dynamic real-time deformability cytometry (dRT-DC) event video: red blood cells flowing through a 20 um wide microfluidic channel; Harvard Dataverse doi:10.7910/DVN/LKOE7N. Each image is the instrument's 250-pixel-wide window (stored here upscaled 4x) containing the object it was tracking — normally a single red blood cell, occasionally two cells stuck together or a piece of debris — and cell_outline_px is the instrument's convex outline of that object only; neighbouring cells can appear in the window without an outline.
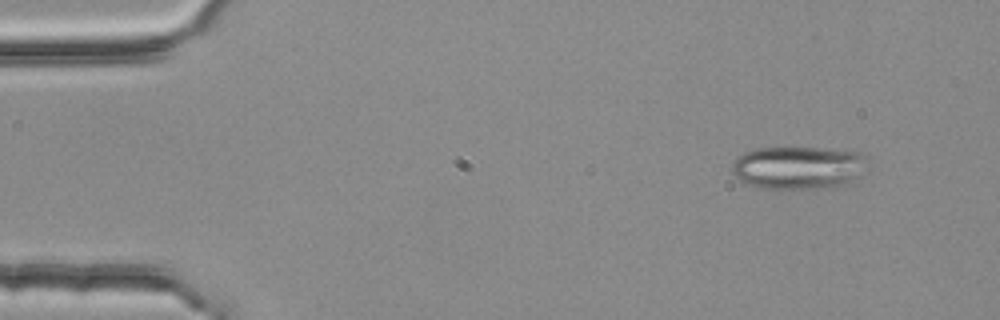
{"species": "common noctule bat (a hibernating species)", "species_latin": "Nyctalus noctula", "temperature_condition": "room temperature", "stored_images_in_passage": 4, "camera_frame_rate_fps": 3000, "um_per_image_px": 0.085, "animal": {"sex": "female", "body_mass_g": 25.1}, "frame": {"image": 1, "passage_image": 1, "time_ms": 0.0, "image_size_px": [1000, 320], "cell_outline_px": [[860, 176], [848, 184], [824, 188], [764, 188], [748, 184], [740, 180], [732, 172], [732, 160], [744, 152], [756, 148], [816, 148], [860, 152]], "centroid_in_image_um": [67.74, 14.25], "position_along_channel_um": 17.3, "area_um2": 33.18}}